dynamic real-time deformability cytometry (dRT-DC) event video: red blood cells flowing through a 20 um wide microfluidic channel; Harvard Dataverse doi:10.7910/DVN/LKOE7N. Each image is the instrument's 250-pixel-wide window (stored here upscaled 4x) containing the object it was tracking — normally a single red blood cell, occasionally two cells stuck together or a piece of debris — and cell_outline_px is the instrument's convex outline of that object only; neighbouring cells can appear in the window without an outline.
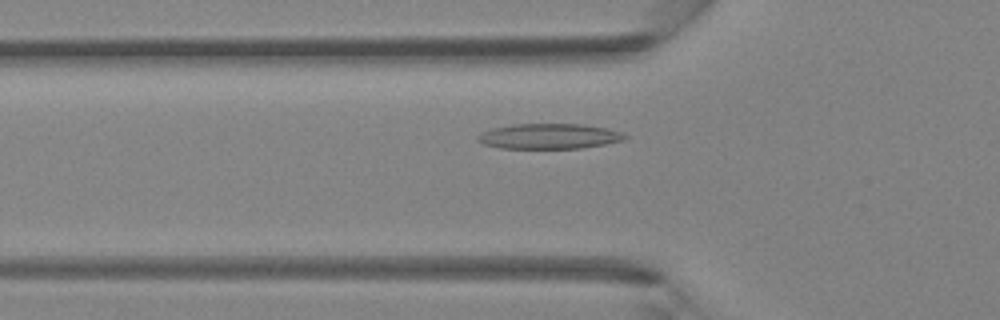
{"species": "Egyptian fruit bat (a non-hibernating species)", "species_latin": "Rousettus aegyptiacus", "temperature_condition": "room temperature", "stored_images_in_passage": 42, "camera_frame_rate_fps": 3000, "um_per_image_px": 0.085, "animal": {"sex": "female"}, "frame": {"image": 1, "passage_image": 13, "time_ms": 4.0, "image_size_px": [1000, 320], "cell_outline_px": [[628, 136], [624, 140], [604, 144], [580, 148], [500, 148], [484, 144], [476, 140], [476, 136], [480, 132], [492, 128], [512, 124], [580, 124], [608, 128], [620, 132]], "centroid_in_image_um": [46.63, 11.57], "position_along_channel_um": 79.2, "area_um2": 21.68}}
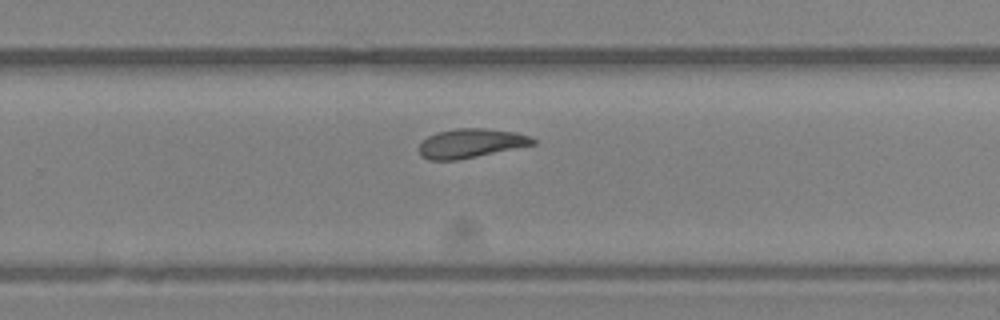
{"frame": {"image": 2, "passage_image": 27, "time_ms": 8.667, "image_size_px": [1000, 320], "cell_outline_px": [[536, 144], [456, 160], [428, 160], [420, 156], [420, 144], [428, 136], [436, 132], [456, 128], [484, 128], [516, 132], [532, 136], [536, 140]], "centroid_in_image_um": [40.03, 12.17], "position_along_channel_um": 289.8, "area_um2": 19.31}}
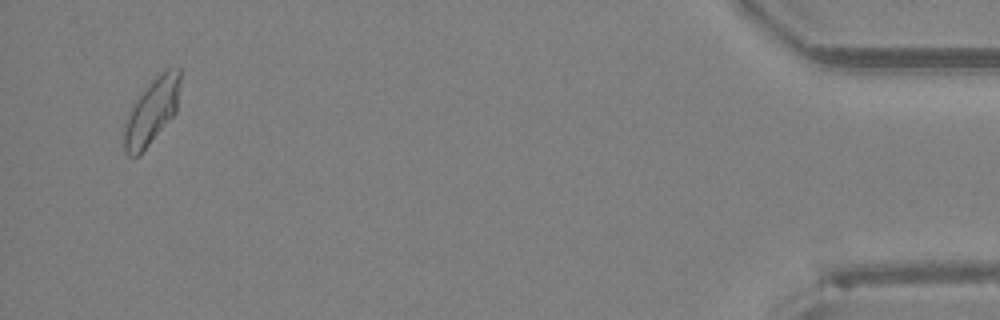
{"frame": {"image": 3, "passage_image": 41, "time_ms": 13.333, "image_size_px": [1000, 320], "cell_outline_px": [[180, 80], [176, 112], [148, 144], [136, 156], [128, 156], [124, 152], [124, 124], [128, 112], [132, 104], [144, 88], [164, 68], [180, 68]], "centroid_in_image_um": [12.88, 9.41], "position_along_channel_um": 422.3, "area_um2": 21.15}}